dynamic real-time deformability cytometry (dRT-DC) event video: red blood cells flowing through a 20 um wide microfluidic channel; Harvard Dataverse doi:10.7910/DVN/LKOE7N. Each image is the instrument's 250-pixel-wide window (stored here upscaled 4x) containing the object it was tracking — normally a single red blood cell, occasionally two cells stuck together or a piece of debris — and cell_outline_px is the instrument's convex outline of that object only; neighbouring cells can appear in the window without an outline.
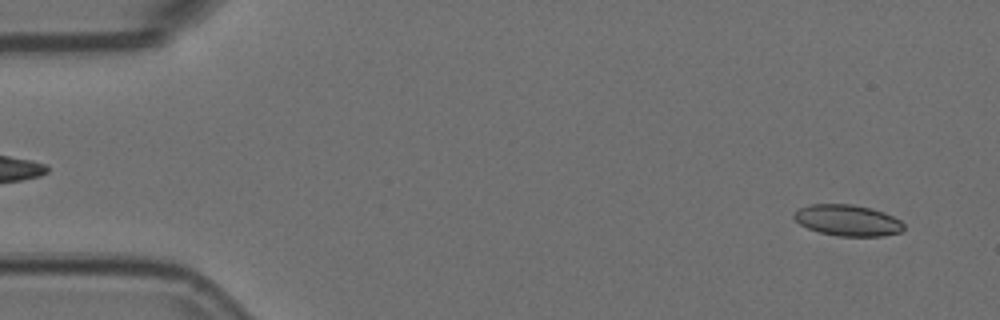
{"species": "Egyptian fruit bat (a non-hibernating species)", "species_latin": "Rousettus aegyptiacus", "temperature_condition": "room temperature", "stored_images_in_passage": 55, "camera_frame_rate_fps": 3000, "um_per_image_px": 0.085, "animal": {"sex": "female"}, "frame": {"image": 1, "passage_image": 3, "time_ms": 0.667, "image_size_px": [1000, 320], "cell_outline_px": [[904, 228], [900, 232], [880, 236], [840, 236], [820, 232], [808, 228], [800, 224], [792, 216], [800, 208], [808, 204], [852, 204], [872, 208], [884, 212], [900, 220], [904, 224]], "centroid_in_image_um": [72.05, 18.72], "position_along_channel_um": 12.9, "area_um2": 19.83}}
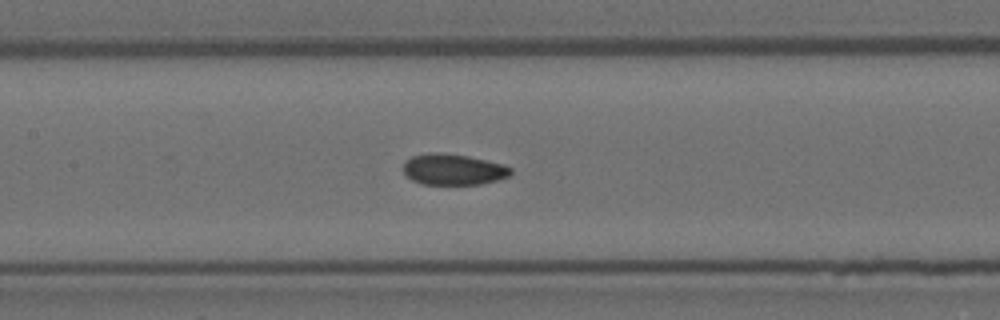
{"frame": {"image": 2, "passage_image": 25, "time_ms": 8.0, "image_size_px": [1000, 320], "cell_outline_px": [[512, 172], [508, 176], [496, 180], [480, 184], [424, 184], [412, 180], [404, 172], [404, 160], [412, 156], [428, 152], [440, 152], [468, 156], [500, 164], [512, 168]], "centroid_in_image_um": [38.49, 14.39], "position_along_channel_um": 168.9, "area_um2": 19.25}}
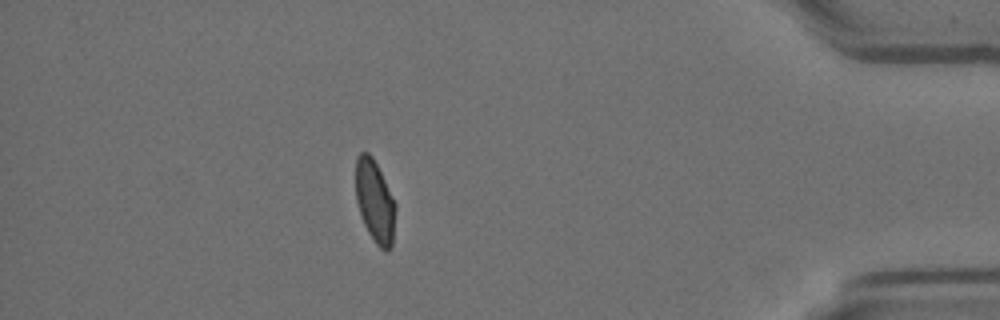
{"frame": {"image": 3, "passage_image": 48, "time_ms": 15.667, "image_size_px": [1000, 320], "cell_outline_px": [[396, 208], [392, 244], [388, 248], [380, 248], [376, 244], [368, 232], [364, 224], [356, 200], [356, 156], [360, 152], [368, 152], [372, 156], [396, 204]], "centroid_in_image_um": [31.85, 17.09], "position_along_channel_um": 403.3, "area_um2": 18.79}, "authors_computed_cell_mechanics": {"area_um2": 19.7098, "velocity_mm_per_s": 3.6718, "shape_relaxation_time_tau1_ms": null, "shape_relaxation_time_tau2_ms": 1.3814, "deformation_change_tau1": null, "deformation_change_tau2": 0.0486}}